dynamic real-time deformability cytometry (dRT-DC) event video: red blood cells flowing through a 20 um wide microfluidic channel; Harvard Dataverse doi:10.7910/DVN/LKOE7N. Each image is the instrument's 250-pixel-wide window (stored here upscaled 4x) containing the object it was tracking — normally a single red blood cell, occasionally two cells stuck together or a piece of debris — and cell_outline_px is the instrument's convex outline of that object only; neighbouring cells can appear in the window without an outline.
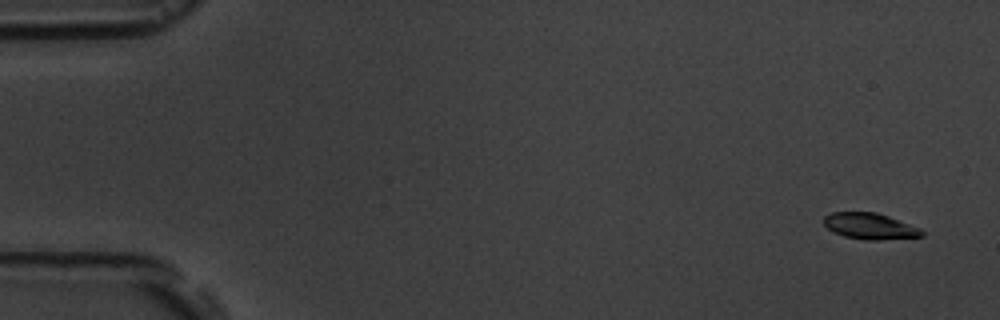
{"species": "common noctule bat (a hibernating species)", "species_latin": "Nyctalus noctula", "temperature_condition": "room temperature", "stored_images_in_passage": 5, "camera_frame_rate_fps": 3000, "um_per_image_px": 0.085, "animal": {"sex": "male", "body_mass_g": 19.5, "forearm_length_mm": 54.6}, "frame": {"image": 1, "passage_image": 1, "time_ms": 0.0, "image_size_px": [1000, 320], "cell_outline_px": [[924, 236], [880, 240], [868, 240], [844, 236], [828, 228], [824, 224], [824, 216], [832, 212], [876, 212], [888, 216], [920, 228], [924, 232]], "centroid_in_image_um": [73.96, 19.22], "position_along_channel_um": 11.0, "area_um2": 14.8}}
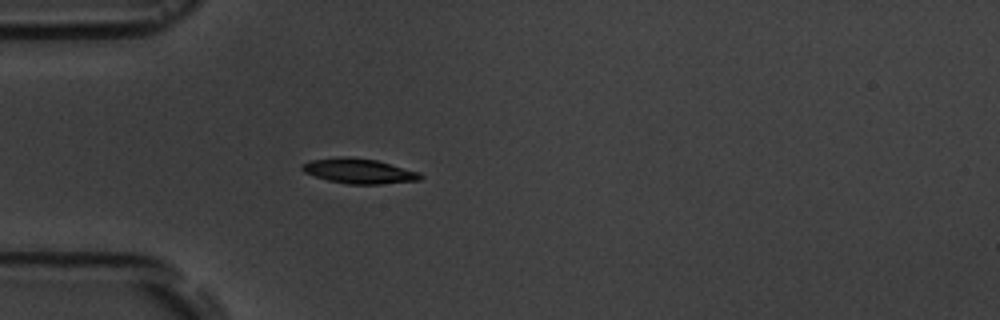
{"frame": {"image": 2, "passage_image": 5, "time_ms": 4.667, "image_size_px": [1000, 320], "cell_outline_px": [[424, 176], [420, 180], [380, 184], [348, 184], [328, 180], [304, 172], [300, 168], [300, 164], [312, 160], [340, 156], [348, 156], [376, 160], [420, 172]], "centroid_in_image_um": [30.51, 14.53], "position_along_channel_um": 54.5, "area_um2": 17.22}}